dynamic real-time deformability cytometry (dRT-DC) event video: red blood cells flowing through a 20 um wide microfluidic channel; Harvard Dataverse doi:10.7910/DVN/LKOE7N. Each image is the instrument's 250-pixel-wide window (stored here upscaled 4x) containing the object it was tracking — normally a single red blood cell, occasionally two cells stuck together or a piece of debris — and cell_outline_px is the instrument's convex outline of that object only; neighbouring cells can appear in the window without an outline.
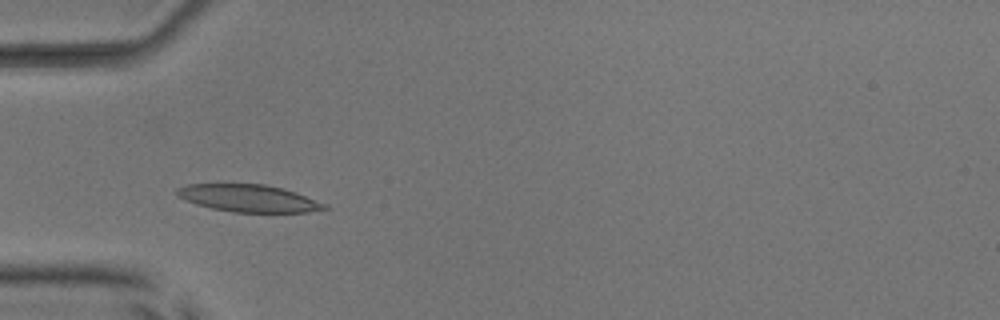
{"species": "common noctule bat (a hibernating species)", "species_latin": "Nyctalus noctula", "temperature_condition": "room temperature", "stored_images_in_passage": 47, "camera_frame_rate_fps": 3000, "um_per_image_px": 0.085, "animal": {"sex": "male", "body_mass_g": 17.9, "forearm_length_mm": 54.2}, "frame": {"image": 1, "passage_image": 12, "time_ms": 3.667, "image_size_px": [1000, 320], "cell_outline_px": [[328, 208], [308, 212], [232, 212], [212, 208], [196, 204], [180, 196], [176, 192], [176, 188], [184, 184], [264, 184], [284, 188], [296, 192], [328, 204]], "centroid_in_image_um": [21.17, 16.84], "position_along_channel_um": 63.8, "area_um2": 23.41}}
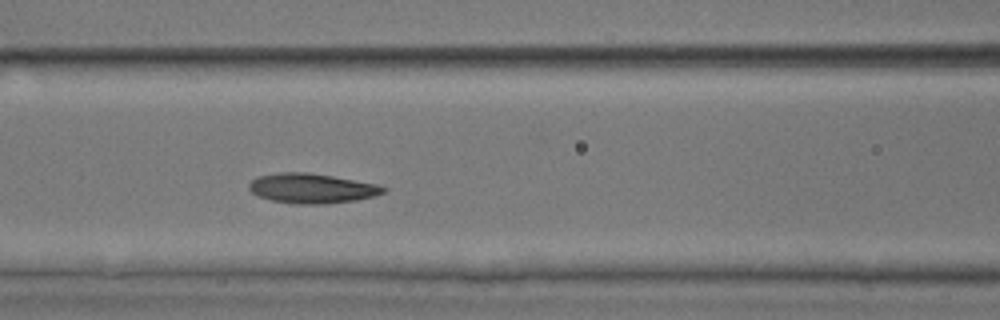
{"frame": {"image": 2, "passage_image": 18, "time_ms": 5.667, "image_size_px": [1000, 320], "cell_outline_px": [[388, 188], [384, 192], [372, 196], [356, 200], [324, 204], [296, 204], [272, 200], [260, 196], [252, 192], [248, 188], [248, 184], [252, 180], [260, 176], [280, 172], [308, 172], [332, 176], [376, 184]], "centroid_in_image_um": [26.49, 16.01], "position_along_channel_um": 140.1, "area_um2": 23.06}}
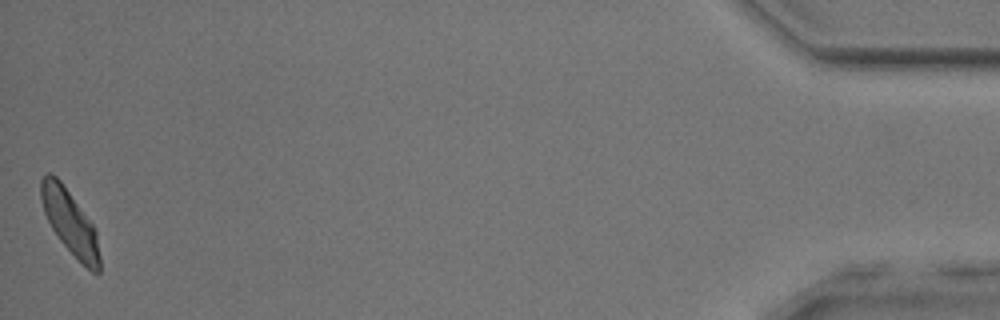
{"frame": {"image": 3, "passage_image": 47, "time_ms": 15.333, "image_size_px": [1000, 320], "cell_outline_px": [[100, 272], [92, 272], [60, 240], [52, 228], [44, 212], [40, 196], [40, 180], [48, 172], [56, 176], [60, 180], [92, 224], [96, 232], [100, 256]], "centroid_in_image_um": [5.93, 18.86], "position_along_channel_um": 429.3, "area_um2": 21.33}, "authors_computed_cell_mechanics": {"area_um2": 22.7732, "velocity_mm_per_s": 3.948, "shape_relaxation_time_tau1_ms": 3.0311, "shape_relaxation_time_tau2_ms": 2.1859, "deformation_change_tau1": 0.1235, "deformation_change_tau2": 0.0888}}